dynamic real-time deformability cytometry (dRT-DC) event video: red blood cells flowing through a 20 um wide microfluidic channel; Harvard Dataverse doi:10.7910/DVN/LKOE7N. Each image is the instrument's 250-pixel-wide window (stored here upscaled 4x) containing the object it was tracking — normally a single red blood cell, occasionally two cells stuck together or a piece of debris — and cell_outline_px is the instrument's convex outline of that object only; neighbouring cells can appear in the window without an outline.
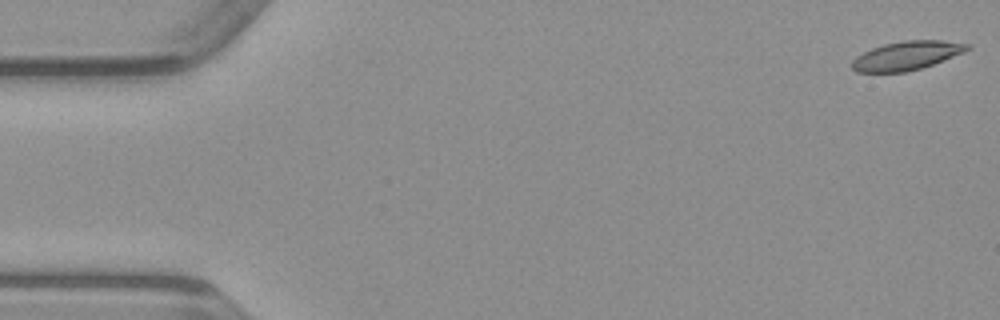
{"species": "common noctule bat (a hibernating species)", "species_latin": "Nyctalus noctula", "temperature_condition": "warm", "stored_images_in_passage": 50, "camera_frame_rate_fps": 3000, "um_per_image_px": 0.085, "animal": {"sex": "male", "body_mass_g": 23.1, "forearm_length_mm": 52.7}, "frame": {"image": 1, "passage_image": 1, "time_ms": 0.0, "image_size_px": [1000, 320], "cell_outline_px": [[972, 48], [964, 52], [932, 64], [920, 68], [904, 72], [856, 72], [852, 68], [852, 60], [856, 56], [872, 48], [884, 44], [904, 40], [940, 40], [972, 44]], "centroid_in_image_um": [77.08, 4.72], "position_along_channel_um": 7.9, "area_um2": 19.25}}
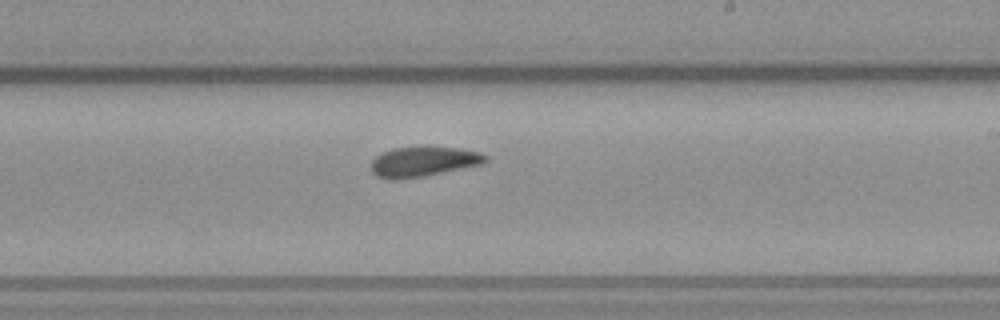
{"frame": {"image": 2, "passage_image": 29, "time_ms": 9.333, "image_size_px": [1000, 320], "cell_outline_px": [[488, 160], [484, 164], [424, 176], [396, 180], [392, 180], [376, 176], [372, 172], [372, 160], [376, 156], [392, 148], [456, 148], [480, 152], [488, 156]], "centroid_in_image_um": [36.0, 13.76], "position_along_channel_um": 253.0, "area_um2": 19.71}}
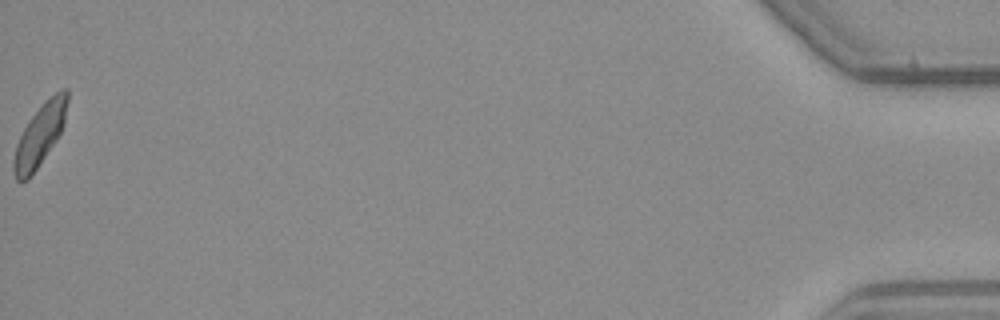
{"frame": {"image": 3, "passage_image": 50, "time_ms": 16.333, "image_size_px": [1000, 320], "cell_outline_px": [[68, 100], [64, 124], [56, 140], [28, 180], [20, 184], [16, 180], [12, 168], [12, 160], [16, 144], [28, 120], [44, 100], [56, 92], [64, 88], [68, 88]], "centroid_in_image_um": [3.36, 11.48], "position_along_channel_um": 431.8, "area_um2": 19.42}}